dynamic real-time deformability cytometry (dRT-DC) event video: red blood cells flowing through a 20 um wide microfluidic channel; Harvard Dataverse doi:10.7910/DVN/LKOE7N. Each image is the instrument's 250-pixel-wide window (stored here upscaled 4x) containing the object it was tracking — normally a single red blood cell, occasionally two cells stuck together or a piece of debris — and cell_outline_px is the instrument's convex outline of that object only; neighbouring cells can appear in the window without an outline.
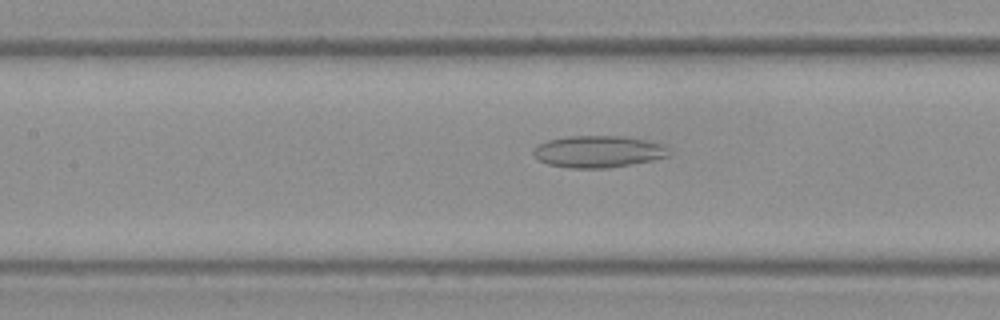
{"species": "Egyptian fruit bat (a non-hibernating species)", "species_latin": "Rousettus aegyptiacus", "temperature_condition": "warm", "stored_images_in_passage": 47, "camera_frame_rate_fps": 3000, "um_per_image_px": 0.085, "frame": {"image": 1, "passage_image": 19, "time_ms": 6.0, "image_size_px": [1000, 320], "cell_outline_px": [[668, 156], [652, 160], [612, 168], [568, 168], [548, 164], [536, 160], [532, 152], [540, 144], [548, 140], [568, 136], [624, 136], [648, 140], [664, 144], [668, 148]], "centroid_in_image_um": [50.86, 12.89], "position_along_channel_um": 156.5, "area_um2": 25.32}}
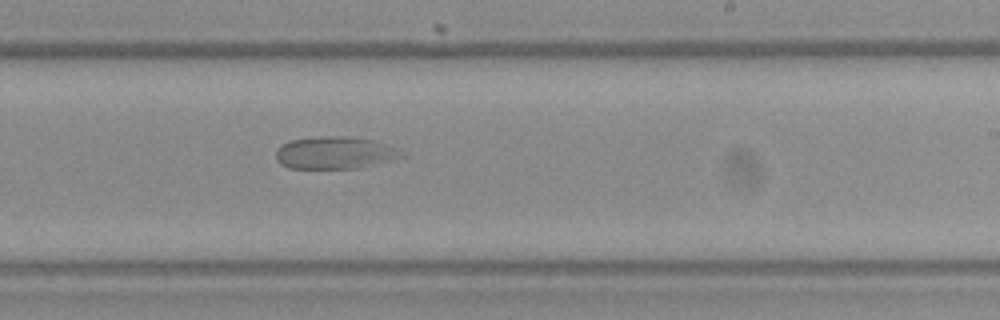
{"frame": {"image": 2, "passage_image": 27, "time_ms": 8.667, "image_size_px": [1000, 320], "cell_outline_px": [[404, 156], [396, 160], [356, 168], [288, 168], [280, 164], [276, 160], [276, 152], [284, 144], [292, 140], [320, 136], [352, 136], [372, 140], [404, 148]], "centroid_in_image_um": [28.57, 12.98], "position_along_channel_um": 260.4, "area_um2": 23.99}}
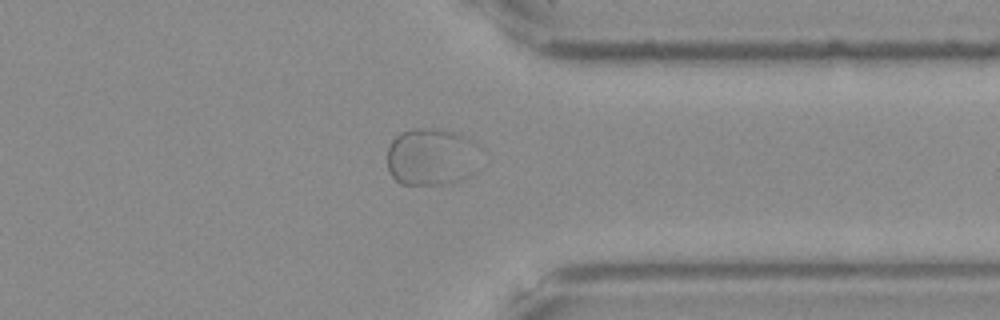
{"frame": {"image": 3, "passage_image": 36, "time_ms": 11.667, "image_size_px": [1000, 320], "cell_outline_px": [[484, 148], [472, 172], [460, 180], [440, 184], [400, 184], [388, 172], [388, 148], [392, 140], [400, 132], [412, 128], [436, 128], [460, 132], [476, 140]], "centroid_in_image_um": [36.73, 13.28], "position_along_channel_um": 374.7, "area_um2": 31.96}}